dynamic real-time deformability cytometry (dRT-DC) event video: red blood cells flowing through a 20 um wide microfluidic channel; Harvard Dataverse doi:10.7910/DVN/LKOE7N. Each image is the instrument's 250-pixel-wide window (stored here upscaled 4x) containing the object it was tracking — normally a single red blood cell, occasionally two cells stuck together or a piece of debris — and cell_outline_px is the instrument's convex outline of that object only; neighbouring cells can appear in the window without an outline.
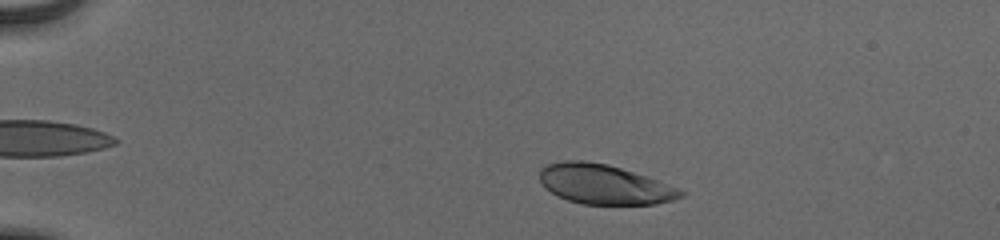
{"species": "human", "species_latin": "Homo sapiens", "temperature_condition": "cold", "stored_images_in_passage": 50, "camera_frame_rate_fps": 3000, "um_per_image_px": 0.085, "donor": {"sex": "male"}, "frame": {"image": 1, "passage_image": 7, "time_ms": 2.0, "image_size_px": [1000, 240], "cell_outline_px": [[688, 192], [684, 196], [672, 200], [656, 204], [584, 204], [568, 200], [556, 196], [544, 188], [540, 180], [540, 168], [544, 164], [564, 160], [584, 160], [608, 164], [648, 176]], "centroid_in_image_um": [51.35, 15.66], "position_along_channel_um": 33.7, "area_um2": 33.0}}
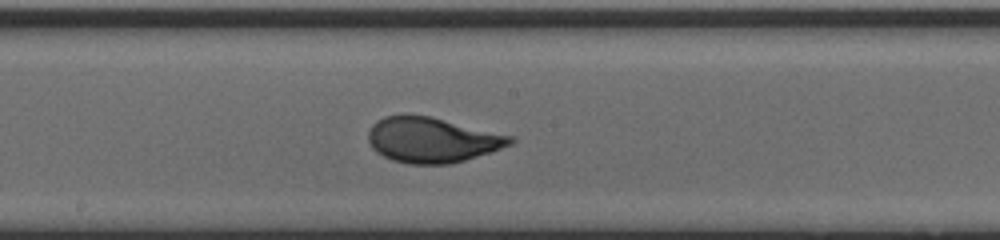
{"frame": {"image": 2, "passage_image": 27, "time_ms": 8.667, "image_size_px": [1000, 240], "cell_outline_px": [[516, 140], [512, 144], [492, 152], [452, 164], [408, 164], [392, 160], [376, 152], [372, 148], [368, 140], [368, 132], [372, 124], [376, 120], [384, 116], [400, 112], [408, 112], [432, 116], [516, 136]], "centroid_in_image_um": [36.73, 11.85], "position_along_channel_um": 211.5, "area_um2": 38.61}}
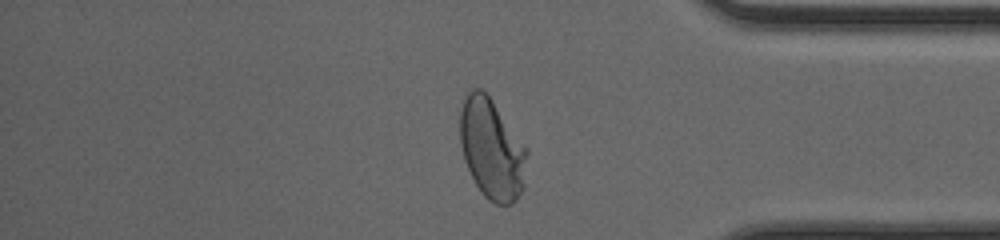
{"frame": {"image": 3, "passage_image": 42, "time_ms": 13.667, "image_size_px": [1000, 240], "cell_outline_px": [[528, 152], [524, 188], [516, 200], [512, 204], [496, 204], [488, 200], [480, 192], [464, 160], [460, 144], [460, 108], [468, 92], [472, 88], [480, 88], [492, 100], [528, 148]], "centroid_in_image_um": [41.82, 12.68], "position_along_channel_um": 393.4, "area_um2": 39.42}, "authors_computed_cell_mechanics": {"area_um2": 36.8186, "velocity_mm_per_s": 3.9021, "shape_relaxation_time_tau1_ms": 3.3867, "shape_relaxation_time_tau2_ms": null, "deformation_change_tau1": 0.1907, "deformation_change_tau2": null}}